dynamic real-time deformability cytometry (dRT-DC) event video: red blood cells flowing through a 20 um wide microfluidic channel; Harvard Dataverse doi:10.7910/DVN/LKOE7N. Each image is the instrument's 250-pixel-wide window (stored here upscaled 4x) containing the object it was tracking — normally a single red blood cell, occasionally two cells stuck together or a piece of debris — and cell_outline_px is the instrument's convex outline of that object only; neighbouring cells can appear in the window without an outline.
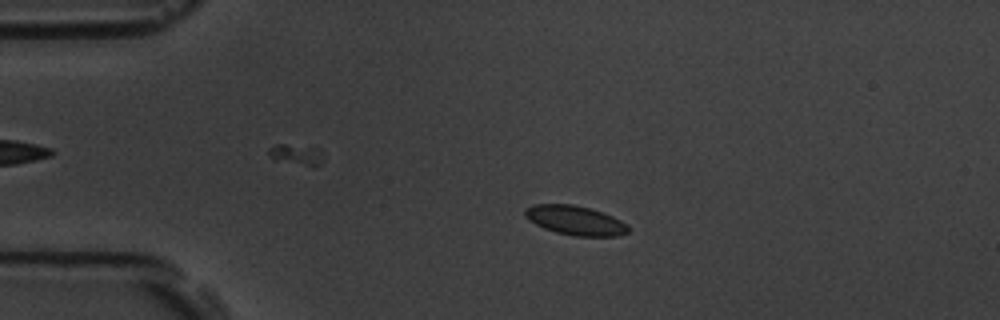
{"species": "common noctule bat (a hibernating species)", "species_latin": "Nyctalus noctula", "temperature_condition": "room temperature", "stored_images_in_passage": 5, "camera_frame_rate_fps": 3000, "um_per_image_px": 0.085, "animal": {"sex": "male", "body_mass_g": 19.5, "forearm_length_mm": 54.6}, "frame": {"image": 1, "passage_image": 3, "time_ms": 2.333, "image_size_px": [1000, 320], "cell_outline_px": [[628, 232], [620, 236], [572, 236], [556, 232], [544, 228], [528, 220], [524, 216], [524, 208], [532, 204], [572, 204], [604, 212], [628, 224]], "centroid_in_image_um": [48.88, 18.73], "position_along_channel_um": 36.1, "area_um2": 17.8}}
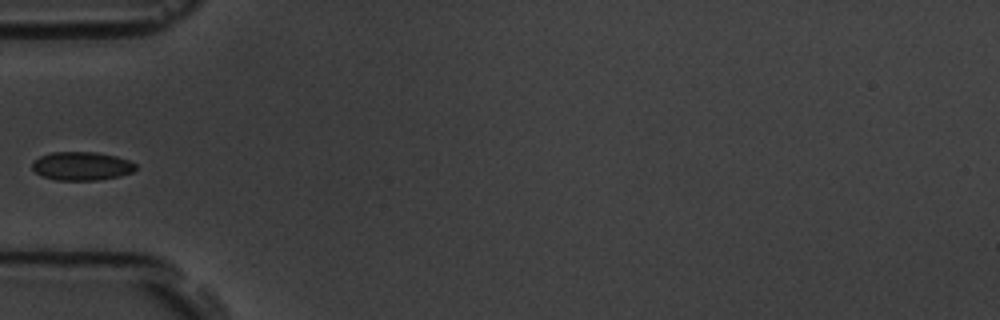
{"frame": {"image": 2, "passage_image": 5, "time_ms": 4.667, "image_size_px": [1000, 320], "cell_outline_px": [[136, 168], [132, 172], [120, 176], [96, 180], [56, 180], [40, 176], [32, 168], [32, 164], [40, 156], [52, 152], [96, 152], [116, 156], [128, 160], [136, 164]], "centroid_in_image_um": [6.94, 14.12], "position_along_channel_um": 78.1, "area_um2": 17.17}}